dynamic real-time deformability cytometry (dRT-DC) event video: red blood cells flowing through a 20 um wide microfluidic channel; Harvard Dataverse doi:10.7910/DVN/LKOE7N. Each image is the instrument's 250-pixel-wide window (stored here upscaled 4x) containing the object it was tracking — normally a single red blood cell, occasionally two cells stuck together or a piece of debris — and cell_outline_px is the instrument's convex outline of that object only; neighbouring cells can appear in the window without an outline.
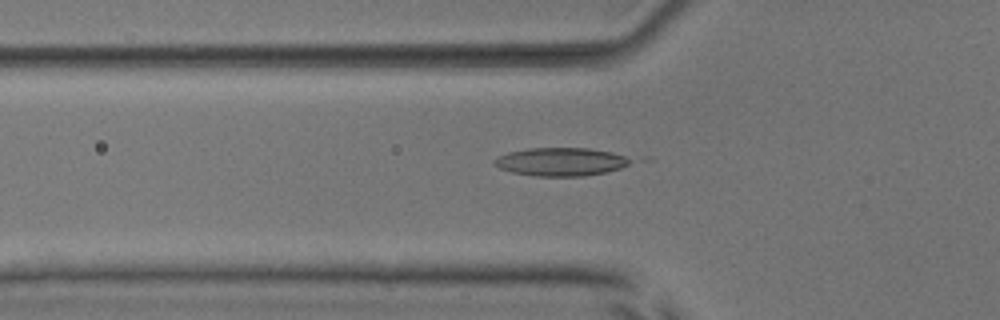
{"species": "common noctule bat (a hibernating species)", "species_latin": "Nyctalus noctula", "temperature_condition": "room temperature", "stored_images_in_passage": 37, "camera_frame_rate_fps": 3000, "um_per_image_px": 0.085, "animal": {"sex": "male", "body_mass_g": 17.9, "forearm_length_mm": 54.2}, "frame": {"image": 1, "passage_image": 9, "time_ms": 2.667, "image_size_px": [1000, 320], "cell_outline_px": [[652, 160], [608, 172], [584, 176], [536, 176], [512, 172], [500, 168], [492, 164], [492, 160], [508, 152], [528, 148], [588, 148], [648, 156]], "centroid_in_image_um": [48.1, 13.73], "position_along_channel_um": 77.7, "area_um2": 24.16}}
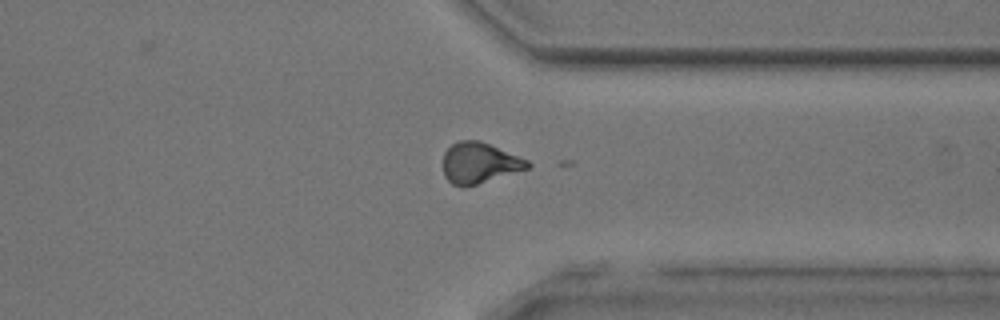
{"frame": {"image": 2, "passage_image": 31, "time_ms": 10.0, "image_size_px": [1000, 320], "cell_outline_px": [[532, 164], [528, 168], [464, 188], [460, 188], [452, 184], [444, 176], [444, 152], [452, 144], [460, 140], [480, 140], [528, 160]], "centroid_in_image_um": [40.72, 13.85], "position_along_channel_um": 370.7, "area_um2": 20.0}}
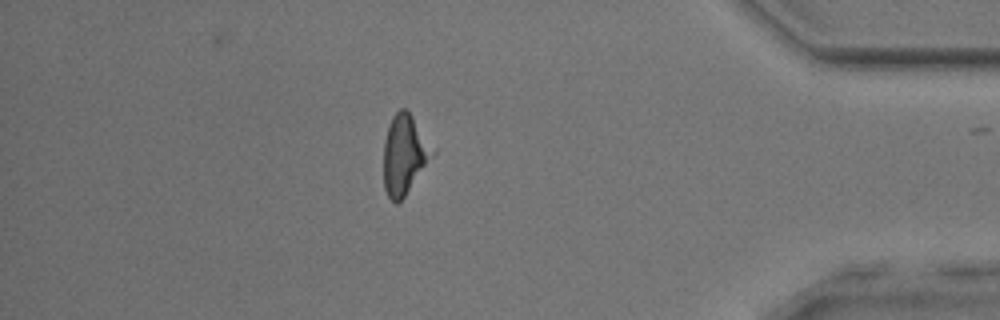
{"frame": {"image": 3, "passage_image": 36, "time_ms": 11.667, "image_size_px": [1000, 320], "cell_outline_px": [[440, 148], [404, 196], [396, 204], [388, 196], [384, 188], [384, 144], [388, 124], [392, 116], [400, 108], [408, 108]], "centroid_in_image_um": [34.47, 13.02], "position_along_channel_um": 400.7, "area_um2": 23.76}}